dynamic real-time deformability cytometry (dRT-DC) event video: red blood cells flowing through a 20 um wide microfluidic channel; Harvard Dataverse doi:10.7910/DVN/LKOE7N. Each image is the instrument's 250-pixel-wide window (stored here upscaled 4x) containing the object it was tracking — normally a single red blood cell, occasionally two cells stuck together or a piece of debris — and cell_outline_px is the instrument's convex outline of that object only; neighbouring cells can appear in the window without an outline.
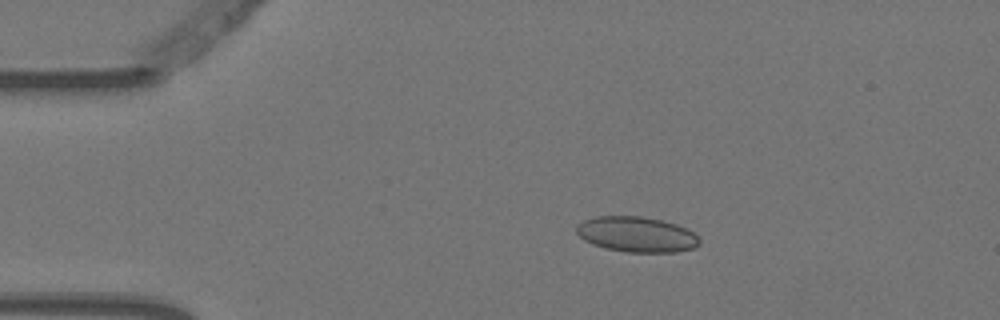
{"species": "Egyptian fruit bat (a non-hibernating species)", "species_latin": "Rousettus aegyptiacus", "temperature_condition": "warm", "stored_images_in_passage": 5, "camera_frame_rate_fps": 3000, "um_per_image_px": 0.085, "animal": {"sex": "female"}, "frame": {"image": 1, "passage_image": 1, "time_ms": 0.0, "image_size_px": [1000, 320], "cell_outline_px": [[700, 244], [692, 248], [676, 252], [628, 252], [604, 248], [592, 244], [584, 240], [576, 232], [576, 224], [584, 220], [596, 216], [640, 216], [660, 220], [676, 224], [692, 232], [700, 240]], "centroid_in_image_um": [54.07, 19.92], "position_along_channel_um": 30.9, "area_um2": 25.26}}
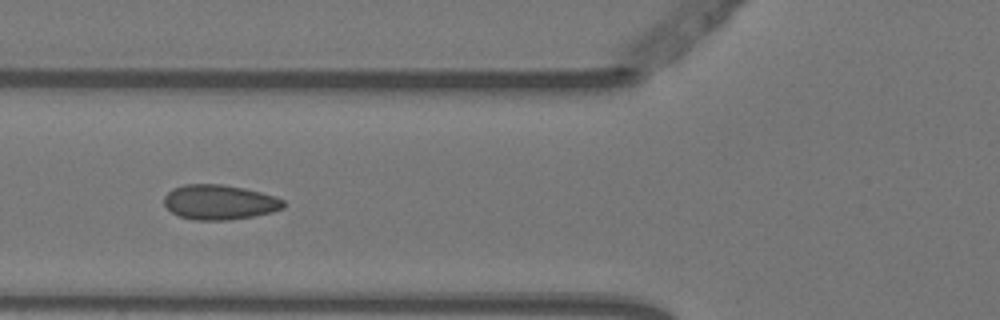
{"frame": {"image": 2, "passage_image": 4, "time_ms": 1.0, "image_size_px": [1000, 320], "cell_outline_px": [[288, 204], [284, 208], [272, 212], [252, 216], [228, 220], [192, 220], [180, 216], [172, 212], [164, 204], [164, 196], [172, 188], [184, 184], [220, 184], [244, 188], [276, 196], [284, 200]], "centroid_in_image_um": [18.68, 17.18], "position_along_channel_um": 107.1, "area_um2": 24.39}}
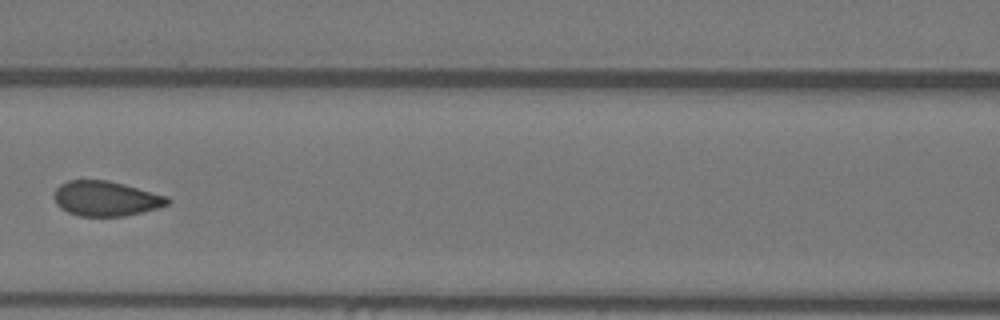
{"frame": {"image": 3, "passage_image": 5, "time_ms": 1.333, "image_size_px": [1000, 320], "cell_outline_px": [[172, 200], [168, 204], [156, 208], [124, 216], [80, 216], [68, 212], [60, 208], [56, 204], [56, 188], [60, 184], [68, 180], [108, 180], [124, 184], [168, 196]], "centroid_in_image_um": [9.01, 16.87], "position_along_channel_um": 157.6, "area_um2": 22.95}}